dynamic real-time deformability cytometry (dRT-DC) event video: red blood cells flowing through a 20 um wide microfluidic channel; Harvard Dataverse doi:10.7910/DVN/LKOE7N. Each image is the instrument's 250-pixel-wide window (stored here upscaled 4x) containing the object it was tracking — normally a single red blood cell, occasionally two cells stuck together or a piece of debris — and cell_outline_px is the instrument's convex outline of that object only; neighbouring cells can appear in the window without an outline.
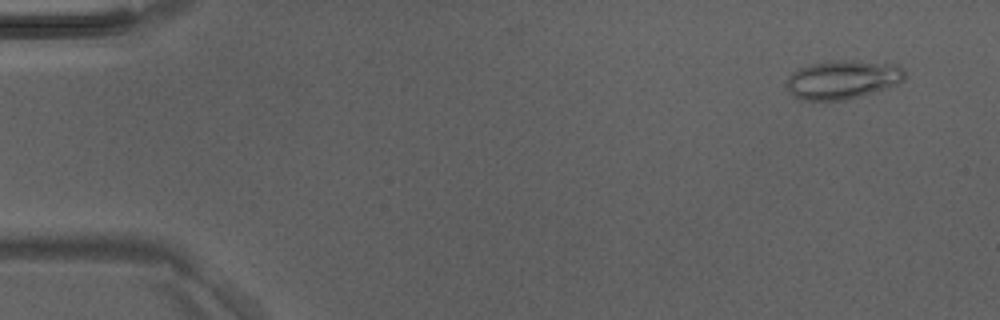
{"species": "Egyptian fruit bat (a non-hibernating species)", "species_latin": "Rousettus aegyptiacus", "temperature_condition": "room temperature", "stored_images_in_passage": 4, "camera_frame_rate_fps": 3000, "um_per_image_px": 0.085, "animal": {"sex": "male"}, "frame": {"image": 1, "passage_image": 1, "time_ms": 0.0, "image_size_px": [1000, 320], "cell_outline_px": [[904, 80], [896, 84], [848, 100], [800, 100], [792, 96], [788, 88], [788, 76], [792, 72], [800, 68], [812, 64], [828, 60], [852, 60], [900, 64], [904, 68]], "centroid_in_image_um": [71.63, 6.75], "position_along_channel_um": 13.4, "area_um2": 26.76}}